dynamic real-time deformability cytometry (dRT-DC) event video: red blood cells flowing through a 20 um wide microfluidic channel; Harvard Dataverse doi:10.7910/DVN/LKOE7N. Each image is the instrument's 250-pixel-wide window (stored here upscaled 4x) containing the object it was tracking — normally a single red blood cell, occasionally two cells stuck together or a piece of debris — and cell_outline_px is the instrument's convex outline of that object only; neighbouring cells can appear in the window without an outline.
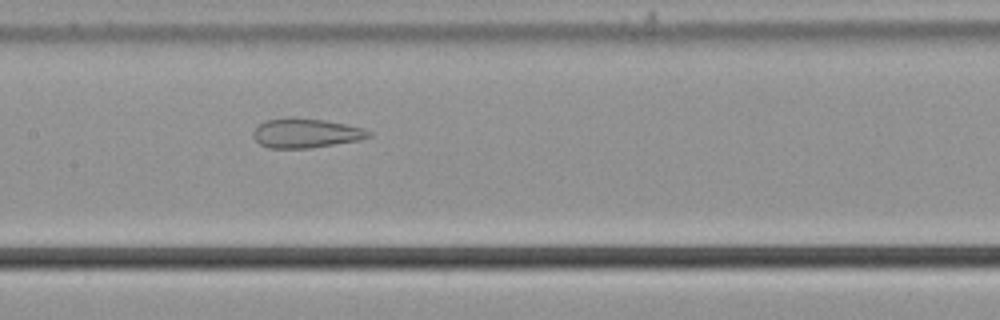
{"species": "common noctule bat (a hibernating species)", "species_latin": "Nyctalus noctula", "temperature_condition": "cold", "stored_images_in_passage": 36, "camera_frame_rate_fps": 3000, "um_per_image_px": 0.085, "animal": {"sex": "male", "body_mass_g": 21.5, "forearm_length_mm": 52.0}, "frame": {"image": 1, "passage_image": 13, "time_ms": 4.0, "image_size_px": [1000, 320], "cell_outline_px": [[372, 136], [360, 140], [308, 148], [268, 148], [260, 144], [252, 136], [252, 132], [260, 124], [268, 120], [284, 116], [292, 116], [324, 120], [364, 128], [372, 132]], "centroid_in_image_um": [25.99, 11.3], "position_along_channel_um": 181.4, "area_um2": 19.94}}
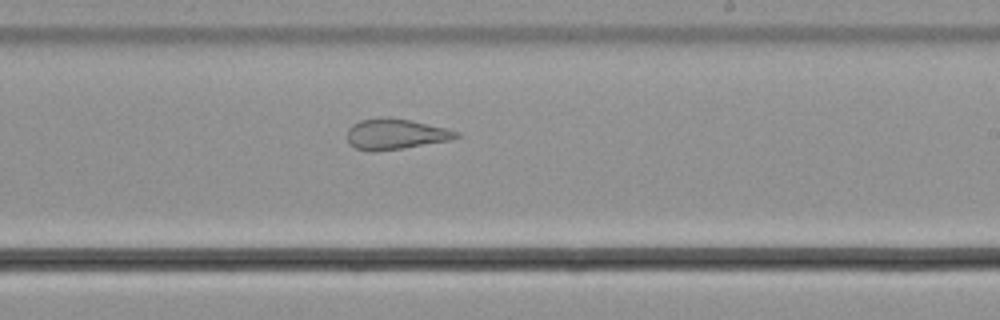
{"frame": {"image": 2, "passage_image": 19, "time_ms": 6.0, "image_size_px": [1000, 320], "cell_outline_px": [[460, 136], [448, 140], [400, 148], [356, 148], [348, 144], [348, 128], [352, 124], [360, 120], [380, 116], [388, 116], [412, 120], [460, 132]], "centroid_in_image_um": [33.61, 11.33], "position_along_channel_um": 255.4, "area_um2": 18.79}}
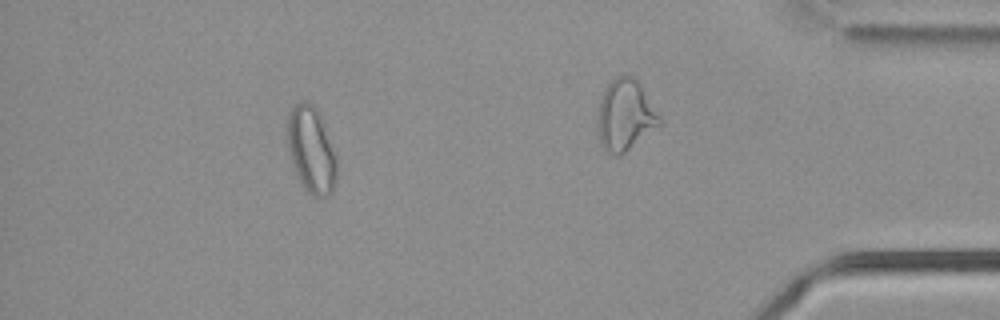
{"frame": {"image": 3, "passage_image": 30, "time_ms": 9.667, "image_size_px": [1000, 320], "cell_outline_px": [[336, 184], [332, 192], [328, 196], [312, 196], [300, 184], [292, 164], [288, 152], [284, 136], [288, 112], [300, 100], [308, 100], [320, 112], [336, 156]], "centroid_in_image_um": [26.41, 12.7], "position_along_channel_um": 408.8, "area_um2": 25.72}, "authors_computed_cell_mechanics": {"area_um2": 21.386, "velocity_mm_per_s": 3.7209, "shape_relaxation_time_tau1_ms": null, "shape_relaxation_time_tau2_ms": 0.926, "deformation_change_tau1": null, "deformation_change_tau2": 0.0824}}